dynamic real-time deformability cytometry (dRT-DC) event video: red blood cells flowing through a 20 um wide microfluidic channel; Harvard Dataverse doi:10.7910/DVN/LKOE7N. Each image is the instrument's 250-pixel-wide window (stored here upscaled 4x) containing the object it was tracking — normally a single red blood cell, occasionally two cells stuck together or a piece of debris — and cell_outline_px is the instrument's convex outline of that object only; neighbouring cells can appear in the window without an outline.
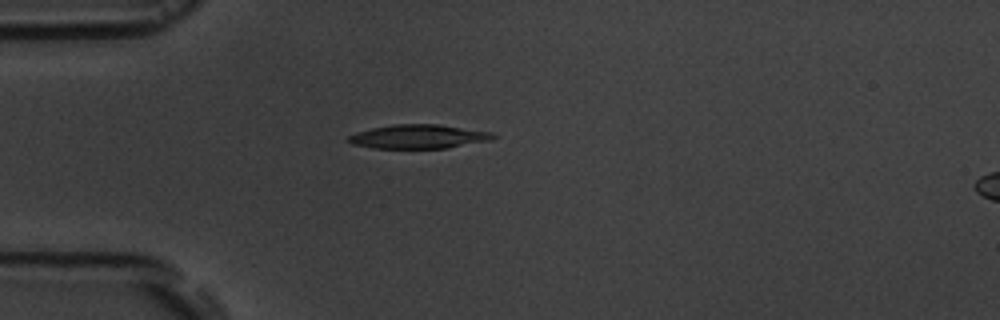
{"species": "common noctule bat (a hibernating species)", "species_latin": "Nyctalus noctula", "temperature_condition": "room temperature", "stored_images_in_passage": 1, "camera_frame_rate_fps": 3000, "um_per_image_px": 0.085, "animal": {"sex": "male", "body_mass_g": 19.5, "forearm_length_mm": 54.6}, "frame": {"image": 1, "passage_image": 1, "time_ms": 0.0, "image_size_px": [1000, 320], "cell_outline_px": [[496, 136], [488, 140], [444, 148], [372, 148], [352, 144], [344, 140], [348, 136], [356, 132], [372, 128], [396, 124], [436, 124], [492, 132]], "centroid_in_image_um": [35.48, 11.61], "position_along_channel_um": 49.5, "area_um2": 19.94}}